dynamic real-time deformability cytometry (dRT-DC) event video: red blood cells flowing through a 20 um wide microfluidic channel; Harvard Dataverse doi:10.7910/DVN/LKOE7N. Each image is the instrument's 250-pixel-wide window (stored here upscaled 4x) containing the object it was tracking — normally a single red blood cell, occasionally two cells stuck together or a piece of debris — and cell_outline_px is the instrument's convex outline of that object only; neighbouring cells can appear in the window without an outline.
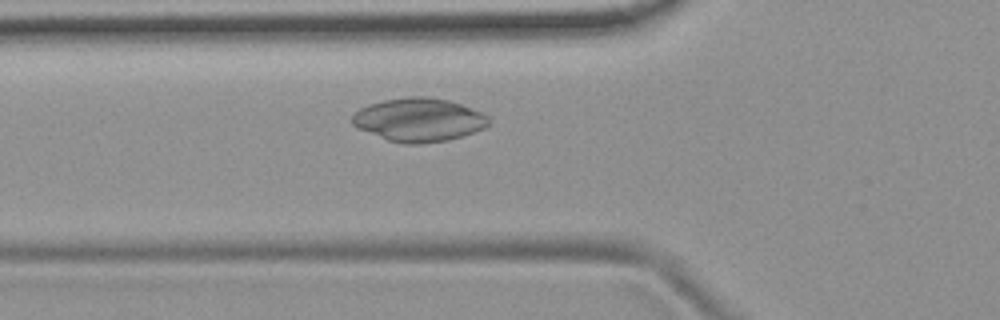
{"species": "common noctule bat (a hibernating species)", "species_latin": "Nyctalus noctula", "temperature_condition": "room temperature", "stored_images_in_passage": 46, "camera_frame_rate_fps": 3000, "um_per_image_px": 0.085, "animal": {"sex": "female", "body_mass_g": 19.9}, "frame": {"image": 1, "passage_image": 12, "time_ms": 3.667, "image_size_px": [1000, 320], "cell_outline_px": [[492, 120], [484, 128], [448, 140], [420, 144], [404, 144], [388, 140], [360, 128], [352, 124], [352, 116], [360, 108], [368, 104], [384, 100], [408, 96], [424, 96], [448, 100], [460, 104], [480, 112], [488, 116]], "centroid_in_image_um": [35.6, 10.18], "position_along_channel_um": 90.2, "area_um2": 34.28}}
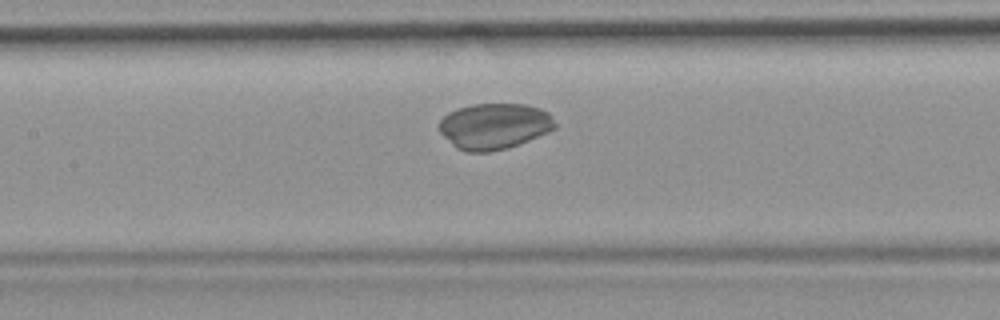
{"frame": {"image": 2, "passage_image": 18, "time_ms": 5.667, "image_size_px": [1000, 320], "cell_outline_px": [[556, 128], [528, 140], [508, 148], [488, 152], [468, 152], [456, 148], [440, 132], [440, 120], [448, 112], [456, 108], [472, 104], [524, 104], [540, 108], [548, 112], [556, 124]], "centroid_in_image_um": [42.0, 10.72], "position_along_channel_um": 165.4, "area_um2": 30.92}}
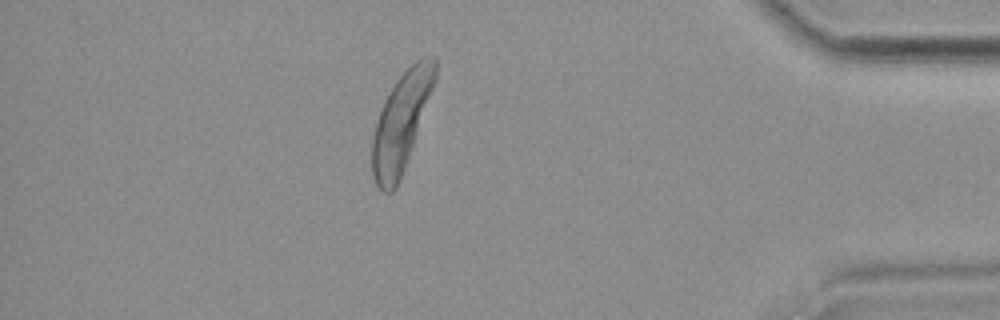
{"frame": {"image": 3, "passage_image": 40, "time_ms": 13.0, "image_size_px": [1000, 320], "cell_outline_px": [[436, 80], [400, 180], [396, 188], [392, 192], [384, 192], [376, 184], [372, 176], [372, 136], [380, 108], [384, 100], [396, 80], [420, 56], [436, 56]], "centroid_in_image_um": [34.09, 10.36], "position_along_channel_um": 401.1, "area_um2": 35.66}}